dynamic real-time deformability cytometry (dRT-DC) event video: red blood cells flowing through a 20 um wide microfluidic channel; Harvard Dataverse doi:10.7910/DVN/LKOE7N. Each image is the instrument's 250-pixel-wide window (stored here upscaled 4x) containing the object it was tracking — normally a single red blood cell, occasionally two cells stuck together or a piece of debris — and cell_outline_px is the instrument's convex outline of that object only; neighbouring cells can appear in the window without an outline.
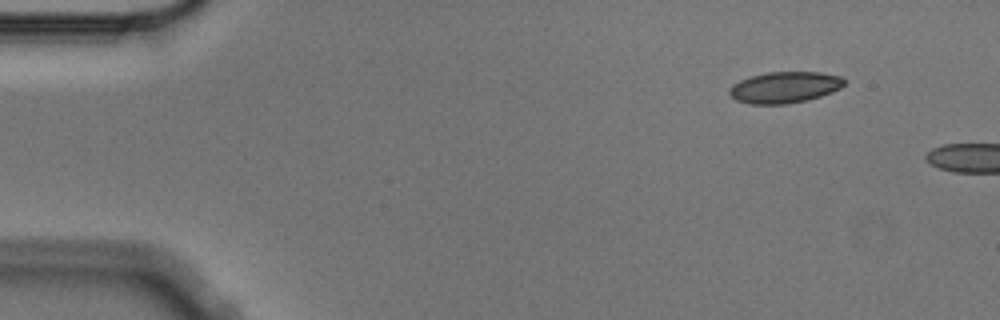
{"species": "Egyptian fruit bat (a non-hibernating species)", "species_latin": "Rousettus aegyptiacus", "temperature_condition": "cold", "stored_images_in_passage": 2, "camera_frame_rate_fps": 3000, "um_per_image_px": 0.085, "animal": {"sex": "male"}, "frame": {"image": 1, "passage_image": 1, "time_ms": 0.0, "image_size_px": [1000, 320], "cell_outline_px": [[844, 84], [840, 88], [832, 92], [808, 100], [788, 104], [748, 104], [736, 100], [728, 92], [728, 88], [732, 84], [740, 80], [752, 76], [768, 72], [820, 72], [840, 76], [844, 80]], "centroid_in_image_um": [66.67, 7.43], "position_along_channel_um": 18.3, "area_um2": 20.98}}